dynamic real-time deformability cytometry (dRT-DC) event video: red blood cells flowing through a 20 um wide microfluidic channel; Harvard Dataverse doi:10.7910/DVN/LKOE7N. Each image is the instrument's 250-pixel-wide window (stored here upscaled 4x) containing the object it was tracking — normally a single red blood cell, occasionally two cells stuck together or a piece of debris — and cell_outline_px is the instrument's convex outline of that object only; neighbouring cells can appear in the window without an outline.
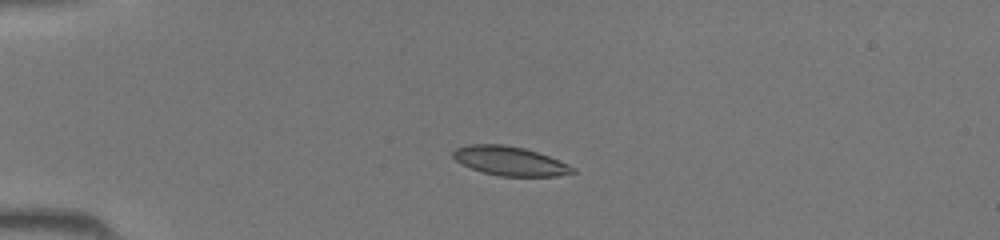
{"species": "common noctule bat (a hibernating species)", "species_latin": "Nyctalus noctula", "temperature_condition": "room temperature", "stored_images_in_passage": 34, "camera_frame_rate_fps": 3000, "um_per_image_px": 0.085, "animal": {"sex": "female", "body_mass_g": 19.5, "forearm_length_mm": 54.1}, "frame": {"image": 1, "passage_image": 1, "time_ms": 0.0, "image_size_px": [1000, 240], "cell_outline_px": [[576, 172], [556, 176], [500, 176], [484, 172], [472, 168], [456, 160], [452, 156], [452, 152], [456, 148], [468, 144], [504, 144], [524, 148], [560, 160], [576, 168]], "centroid_in_image_um": [43.36, 13.68], "position_along_channel_um": 41.6, "area_um2": 20.17}}
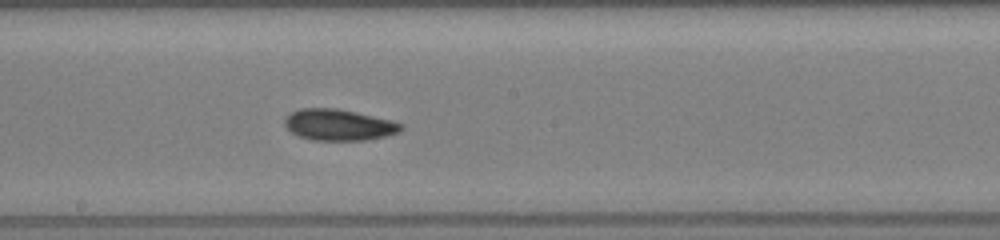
{"frame": {"image": 2, "passage_image": 15, "time_ms": 4.667, "image_size_px": [1000, 240], "cell_outline_px": [[404, 128], [400, 132], [384, 136], [364, 140], [312, 140], [300, 136], [292, 132], [284, 124], [284, 120], [292, 112], [300, 108], [336, 108], [356, 112], [392, 120], [404, 124]], "centroid_in_image_um": [28.83, 10.61], "position_along_channel_um": 219.4, "area_um2": 21.1}}
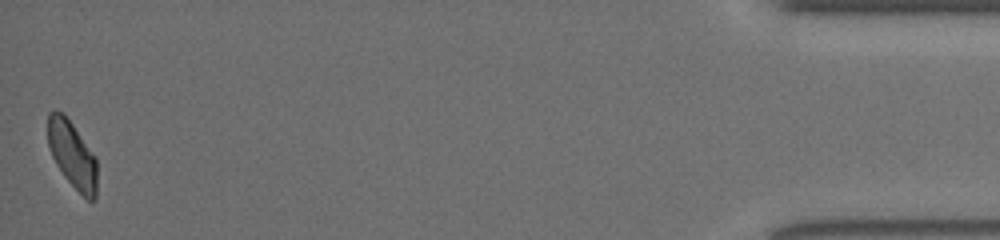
{"frame": {"image": 3, "passage_image": 34, "time_ms": 11.0, "image_size_px": [1000, 240], "cell_outline_px": [[96, 200], [88, 200], [64, 176], [56, 164], [48, 148], [48, 112], [56, 108], [64, 112], [96, 156]], "centroid_in_image_um": [6.13, 13.08], "position_along_channel_um": 429.1, "area_um2": 19.31}}